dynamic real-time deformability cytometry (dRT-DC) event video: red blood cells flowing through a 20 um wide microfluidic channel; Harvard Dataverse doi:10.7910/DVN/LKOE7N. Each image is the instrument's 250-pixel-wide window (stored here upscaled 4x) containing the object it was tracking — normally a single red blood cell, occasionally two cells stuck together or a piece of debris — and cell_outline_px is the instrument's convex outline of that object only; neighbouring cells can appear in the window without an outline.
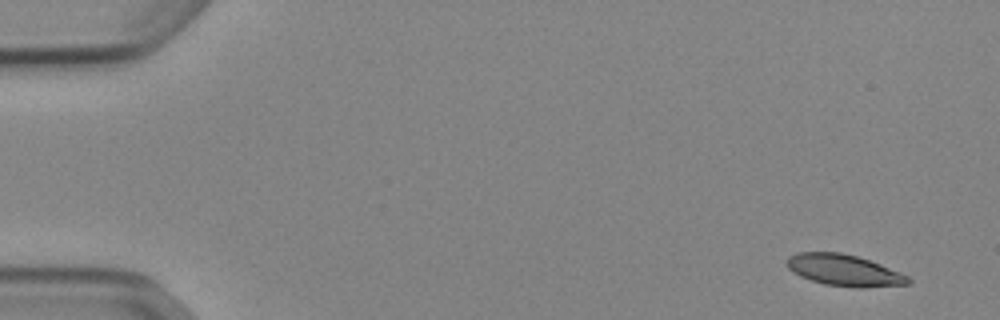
{"species": "Egyptian fruit bat (a non-hibernating species)", "species_latin": "Rousettus aegyptiacus", "temperature_condition": "cold", "stored_images_in_passage": 51, "camera_frame_rate_fps": 3000, "um_per_image_px": 0.085, "animal": {"sex": "female"}, "frame": {"image": 1, "passage_image": 1, "time_ms": 0.0, "image_size_px": [1000, 320], "cell_outline_px": [[912, 284], [864, 288], [856, 288], [824, 284], [800, 276], [792, 272], [788, 268], [784, 260], [788, 256], [800, 252], [840, 252], [856, 256], [880, 264], [900, 272], [908, 276], [912, 280]], "centroid_in_image_um": [71.75, 22.98], "position_along_channel_um": 13.2, "area_um2": 22.43}}
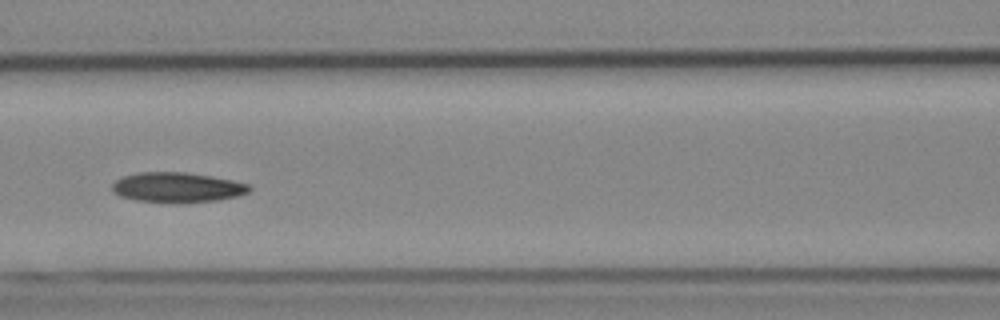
{"frame": {"image": 2, "passage_image": 22, "time_ms": 7.0, "image_size_px": [1000, 320], "cell_outline_px": [[252, 188], [248, 192], [240, 196], [216, 200], [180, 204], [172, 204], [136, 200], [120, 196], [112, 192], [112, 184], [116, 180], [124, 176], [136, 172], [184, 172], [212, 176], [232, 180], [248, 184]], "centroid_in_image_um": [15.06, 15.94], "position_along_channel_um": 151.5, "area_um2": 24.39}}
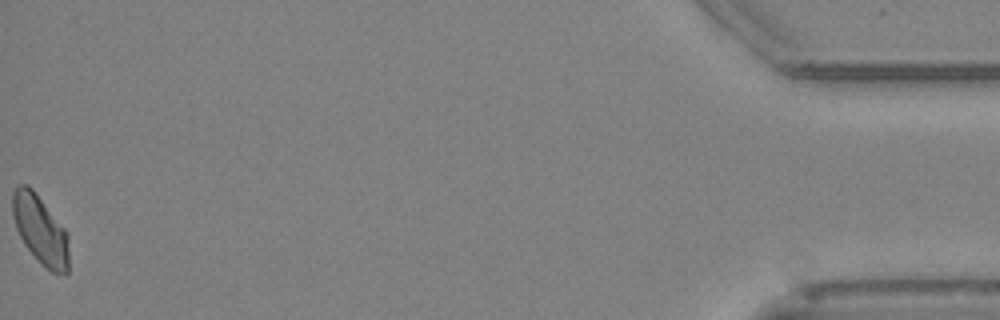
{"frame": {"image": 3, "passage_image": 51, "time_ms": 16.667, "image_size_px": [1000, 320], "cell_outline_px": [[68, 272], [52, 272], [24, 244], [16, 228], [12, 216], [12, 192], [20, 184], [28, 184], [32, 188], [68, 232]], "centroid_in_image_um": [3.41, 19.46], "position_along_channel_um": 431.8, "area_um2": 22.2}}